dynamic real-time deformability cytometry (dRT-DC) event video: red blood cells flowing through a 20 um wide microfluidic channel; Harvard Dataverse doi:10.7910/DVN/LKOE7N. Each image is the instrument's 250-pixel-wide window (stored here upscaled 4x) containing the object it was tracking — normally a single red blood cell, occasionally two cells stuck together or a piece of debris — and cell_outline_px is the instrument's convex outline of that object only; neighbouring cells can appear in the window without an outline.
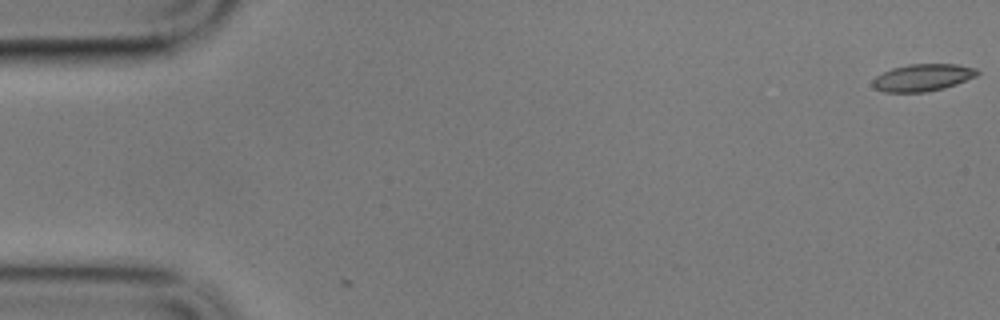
{"species": "common noctule bat (a hibernating species)", "species_latin": "Nyctalus noctula", "temperature_condition": "cold", "stored_images_in_passage": 2, "camera_frame_rate_fps": 3000, "um_per_image_px": 0.085, "animal": {"sex": "male", "body_mass_g": 17.9}, "frame": {"image": 1, "passage_image": 1, "time_ms": 0.0, "image_size_px": [1000, 320], "cell_outline_px": [[980, 72], [976, 76], [956, 84], [944, 88], [928, 92], [884, 92], [876, 88], [872, 84], [872, 80], [876, 76], [892, 68], [908, 64], [956, 64], [976, 68]], "centroid_in_image_um": [78.44, 6.59], "position_along_channel_um": 6.6, "area_um2": 16.53}}